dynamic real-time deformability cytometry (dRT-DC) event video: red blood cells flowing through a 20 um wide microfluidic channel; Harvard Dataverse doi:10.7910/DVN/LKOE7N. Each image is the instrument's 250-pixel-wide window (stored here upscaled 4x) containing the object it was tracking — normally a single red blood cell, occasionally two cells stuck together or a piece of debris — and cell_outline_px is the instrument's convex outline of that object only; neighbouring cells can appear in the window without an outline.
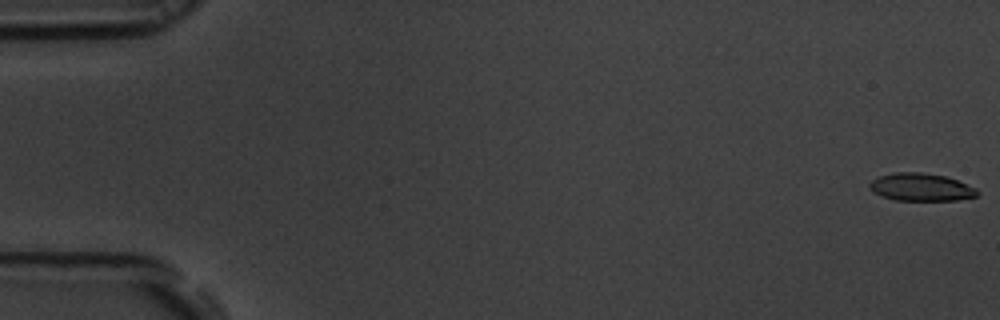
{"species": "common noctule bat (a hibernating species)", "species_latin": "Nyctalus noctula", "temperature_condition": "room temperature", "stored_images_in_passage": 56, "camera_frame_rate_fps": 3000, "um_per_image_px": 0.085, "animal": {"sex": "male", "body_mass_g": 19.5, "forearm_length_mm": 54.6}, "frame": {"image": 1, "passage_image": 1, "time_ms": 0.0, "image_size_px": [1000, 320], "cell_outline_px": [[980, 192], [976, 196], [956, 200], [896, 200], [872, 192], [868, 188], [868, 184], [872, 180], [880, 176], [892, 172], [920, 172], [944, 176], [956, 180], [976, 188]], "centroid_in_image_um": [78.26, 15.9], "position_along_channel_um": 6.7, "area_um2": 17.28}}
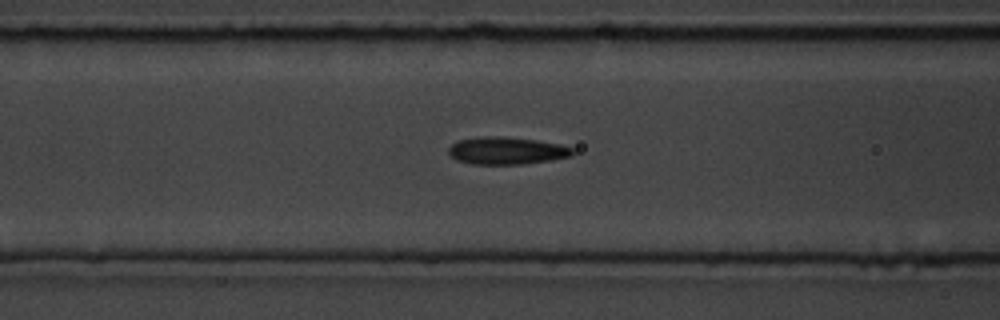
{"frame": {"image": 2, "passage_image": 23, "time_ms": 7.333, "image_size_px": [1000, 320], "cell_outline_px": [[576, 152], [572, 156], [524, 164], [472, 164], [456, 160], [448, 152], [448, 148], [456, 140], [476, 136], [500, 136], [536, 140], [560, 144], [572, 148]], "centroid_in_image_um": [43.03, 12.8], "position_along_channel_um": 123.6, "area_um2": 19.94}}
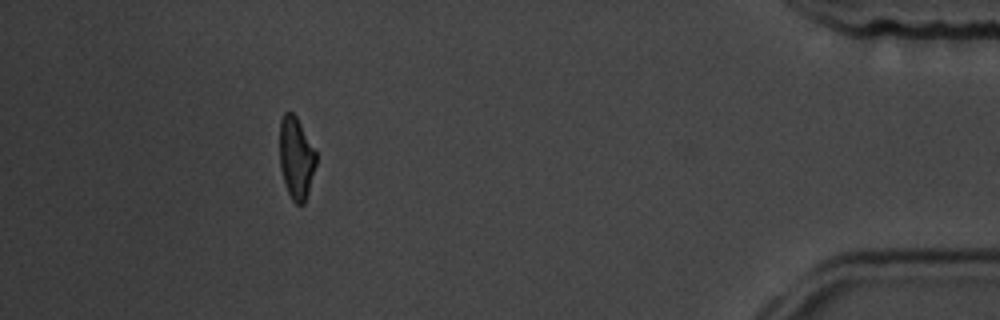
{"frame": {"image": 3, "passage_image": 51, "time_ms": 16.667, "image_size_px": [1000, 320], "cell_outline_px": [[316, 164], [308, 192], [304, 204], [296, 204], [292, 200], [288, 192], [280, 168], [280, 120], [284, 112], [292, 112], [296, 116], [316, 152]], "centroid_in_image_um": [25.17, 13.42], "position_along_channel_um": 410.0, "area_um2": 17.22}, "authors_computed_cell_mechanics": {"area_um2": 18.8428, "velocity_mm_per_s": 3.6873, "shape_relaxation_time_tau1_ms": 6.1603, "shape_relaxation_time_tau2_ms": 1.9872, "deformation_change_tau1": 0.1668, "deformation_change_tau2": 0.1102}}